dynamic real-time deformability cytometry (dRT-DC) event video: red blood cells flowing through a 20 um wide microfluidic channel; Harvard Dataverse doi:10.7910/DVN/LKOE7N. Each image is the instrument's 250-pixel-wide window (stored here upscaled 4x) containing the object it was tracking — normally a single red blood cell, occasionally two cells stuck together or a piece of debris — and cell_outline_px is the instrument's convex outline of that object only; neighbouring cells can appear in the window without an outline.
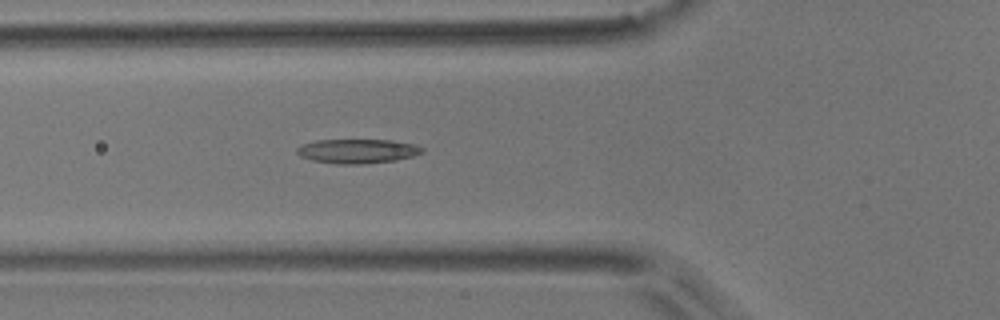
{"species": "common noctule bat (a hibernating species)", "species_latin": "Nyctalus noctula", "temperature_condition": "room temperature", "stored_images_in_passage": 5, "camera_frame_rate_fps": 3000, "um_per_image_px": 0.085, "animal": {"sex": "male", "body_mass_g": 17.9}, "frame": {"image": 1, "passage_image": 5, "time_ms": 4.667, "image_size_px": [1000, 320], "cell_outline_px": [[424, 152], [412, 156], [396, 160], [360, 164], [336, 164], [312, 160], [300, 156], [296, 152], [296, 148], [300, 144], [316, 140], [392, 140], [412, 144], [424, 148]], "centroid_in_image_um": [30.34, 12.84], "position_along_channel_um": 95.5, "area_um2": 17.74}}